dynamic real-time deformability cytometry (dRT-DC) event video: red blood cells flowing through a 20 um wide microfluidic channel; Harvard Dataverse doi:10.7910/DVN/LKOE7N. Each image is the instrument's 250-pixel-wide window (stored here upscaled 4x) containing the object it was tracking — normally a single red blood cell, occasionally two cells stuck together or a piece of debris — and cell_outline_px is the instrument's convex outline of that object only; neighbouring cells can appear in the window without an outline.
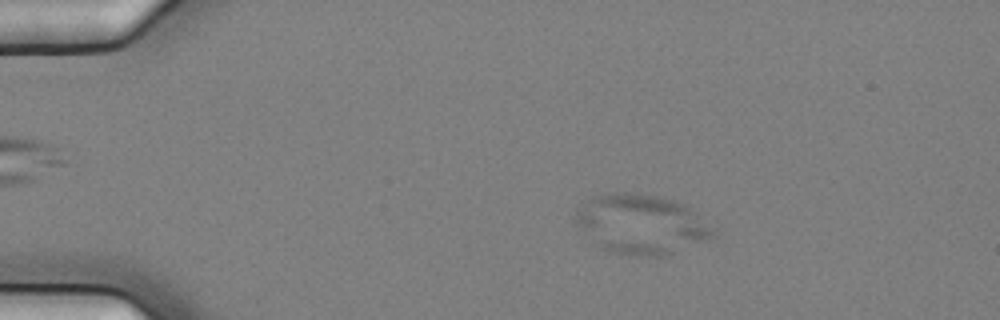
{"species": "common noctule bat (a hibernating species)", "species_latin": "Nyctalus noctula", "temperature_condition": "cold", "stored_images_in_passage": 5, "camera_frame_rate_fps": 3000, "um_per_image_px": 0.085, "animal": {"sex": "female", "body_mass_g": 25.1}, "frame": {"image": 1, "passage_image": 3, "time_ms": 0.667, "image_size_px": [1000, 320], "cell_outline_px": [[716, 236], [672, 252], [660, 256], [636, 256], [604, 252], [576, 224], [576, 208], [592, 196], [616, 192], [628, 192], [656, 196], [676, 200], [684, 204], [716, 232]], "centroid_in_image_um": [54.43, 19.06], "position_along_channel_um": 30.6, "area_um2": 47.28}}